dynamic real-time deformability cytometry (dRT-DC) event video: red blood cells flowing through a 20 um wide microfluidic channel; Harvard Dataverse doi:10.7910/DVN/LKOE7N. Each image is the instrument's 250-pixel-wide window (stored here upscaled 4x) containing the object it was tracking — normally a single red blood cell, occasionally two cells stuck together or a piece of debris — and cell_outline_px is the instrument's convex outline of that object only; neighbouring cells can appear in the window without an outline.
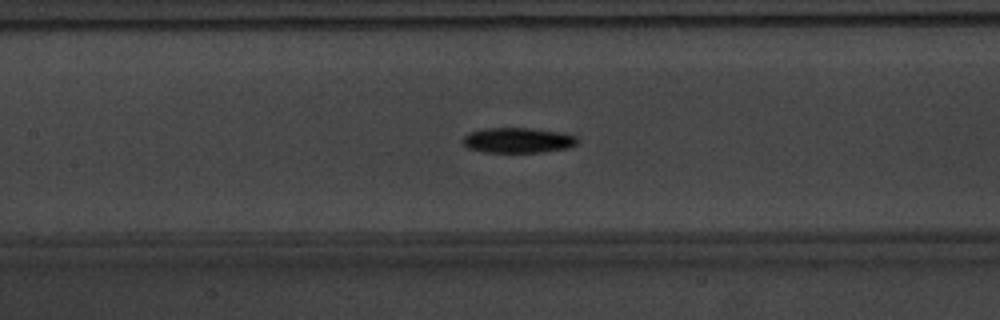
{"species": "common noctule bat (a hibernating species)", "species_latin": "Nyctalus noctula", "temperature_condition": "warm", "stored_images_in_passage": 40, "camera_frame_rate_fps": 3000, "um_per_image_px": 0.085, "animal": {"sex": "male", "body_mass_g": 20.1, "forearm_length_mm": 53.5}, "frame": {"image": 1, "passage_image": 18, "time_ms": 5.667, "image_size_px": [1000, 320], "cell_outline_px": [[580, 140], [576, 144], [568, 148], [540, 152], [484, 152], [468, 148], [460, 140], [468, 132], [484, 128], [532, 128], [564, 132], [576, 136]], "centroid_in_image_um": [44.03, 11.91], "position_along_channel_um": 163.4, "area_um2": 17.11}}
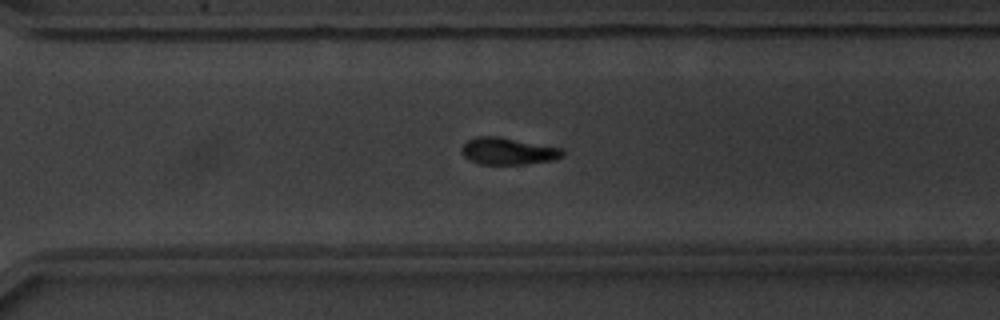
{"frame": {"image": 2, "passage_image": 31, "time_ms": 10.0, "image_size_px": [1000, 320], "cell_outline_px": [[564, 156], [556, 160], [524, 164], [480, 164], [468, 160], [460, 152], [460, 148], [468, 140], [476, 136], [500, 136], [564, 148]], "centroid_in_image_um": [43.2, 12.84], "position_along_channel_um": 327.4, "area_um2": 16.24}}
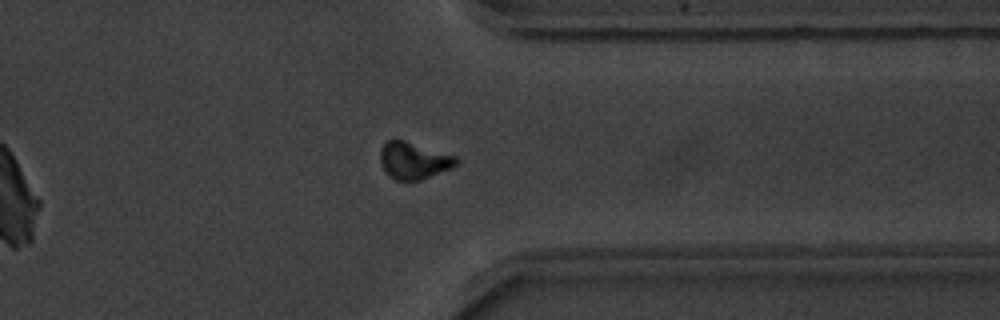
{"frame": {"image": 3, "passage_image": 35, "time_ms": 11.333, "image_size_px": [1000, 320], "cell_outline_px": [[460, 160], [452, 168], [420, 180], [396, 180], [388, 176], [384, 172], [380, 164], [380, 148], [388, 140], [404, 140], [456, 156]], "centroid_in_image_um": [35.14, 13.66], "position_along_channel_um": 376.3, "area_um2": 16.42}, "authors_computed_cell_mechanics": {"area_um2": 16.8487, "velocity_mm_per_s": 3.792, "shape_relaxation_time_tau1_ms": 2.7513, "shape_relaxation_time_tau2_ms": null, "deformation_change_tau1": 0.1153, "deformation_change_tau2": null}}